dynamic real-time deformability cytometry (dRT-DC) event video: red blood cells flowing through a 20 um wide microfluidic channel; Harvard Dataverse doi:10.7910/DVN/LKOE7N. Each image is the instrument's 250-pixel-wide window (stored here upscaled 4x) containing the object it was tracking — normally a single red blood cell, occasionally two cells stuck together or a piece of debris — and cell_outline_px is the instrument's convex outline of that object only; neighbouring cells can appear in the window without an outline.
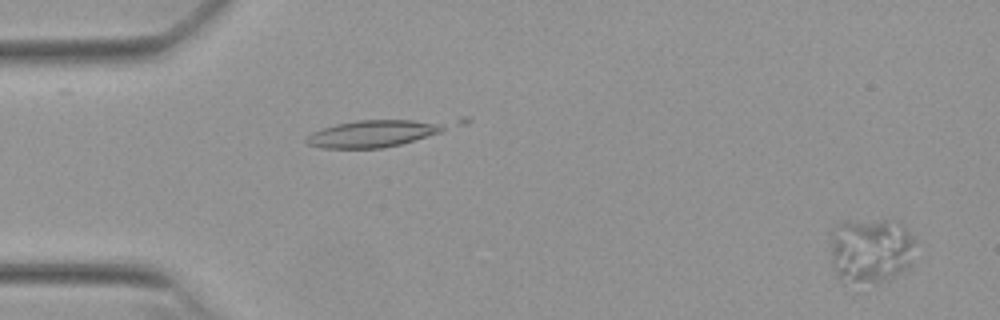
{"species": "Egyptian fruit bat (a non-hibernating species)", "species_latin": "Rousettus aegyptiacus", "temperature_condition": "warm", "stored_images_in_passage": 55, "camera_frame_rate_fps": 3000, "um_per_image_px": 0.085, "animal": {"sex": "female"}, "frame": {"image": 1, "passage_image": 3, "time_ms": 0.667, "image_size_px": [1000, 320], "cell_outline_px": [[912, 264], [908, 268], [892, 276], [880, 280], [840, 284], [832, 268], [832, 232], [836, 224], [844, 220], [888, 220], [900, 224], [908, 232], [912, 240]], "centroid_in_image_um": [73.93, 21.28], "position_along_channel_um": 11.1, "area_um2": 32.08}}
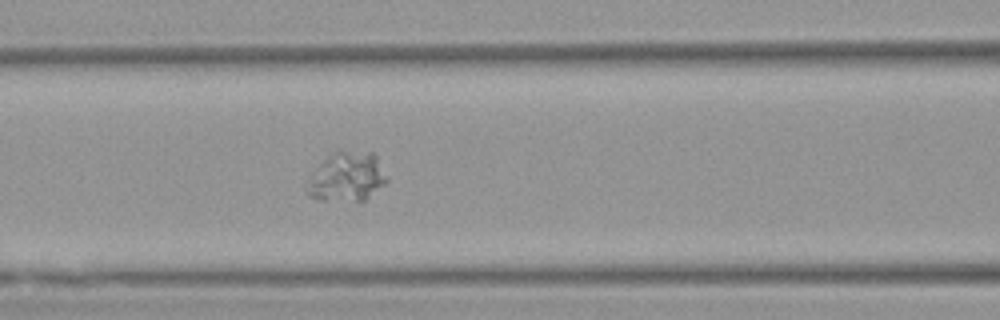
{"frame": {"image": 2, "passage_image": 24, "time_ms": 7.667, "image_size_px": [1000, 320], "cell_outline_px": [[388, 180], [384, 184], [364, 200], [320, 200], [308, 196], [308, 180], [324, 160], [336, 148], [340, 148], [376, 152]], "centroid_in_image_um": [29.52, 14.96], "position_along_channel_um": 137.1, "area_um2": 23.06}}
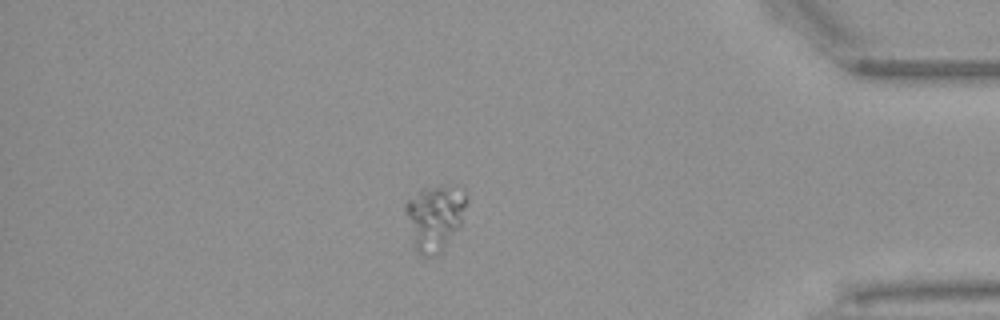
{"frame": {"image": 3, "passage_image": 48, "time_ms": 15.667, "image_size_px": [1000, 320], "cell_outline_px": [[464, 204], [460, 224], [440, 252], [432, 256], [420, 256], [416, 252], [412, 244], [404, 208], [404, 204], [424, 184], [464, 188]], "centroid_in_image_um": [36.87, 18.45], "position_along_channel_um": 398.3, "area_um2": 23.24}}